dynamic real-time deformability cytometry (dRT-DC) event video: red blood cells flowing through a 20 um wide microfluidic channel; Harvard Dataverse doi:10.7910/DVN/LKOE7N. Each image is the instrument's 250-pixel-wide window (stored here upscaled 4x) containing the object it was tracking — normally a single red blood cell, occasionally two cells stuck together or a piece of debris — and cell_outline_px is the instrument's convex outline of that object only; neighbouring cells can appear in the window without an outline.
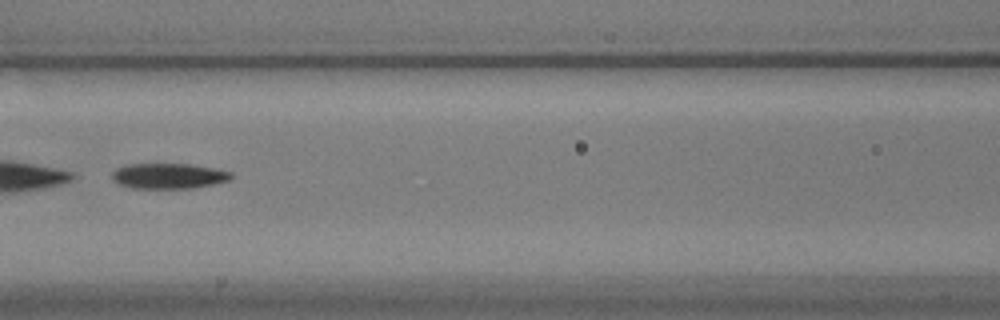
{"species": "common noctule bat (a hibernating species)", "species_latin": "Nyctalus noctula", "temperature_condition": "warm", "stored_images_in_passage": 24, "camera_frame_rate_fps": 3000, "um_per_image_px": 0.085, "animal": {"sex": "male", "body_mass_g": 17.9}, "frame": {"image": 1, "passage_image": 11, "time_ms": 3.333, "image_size_px": [1000, 320], "cell_outline_px": [[232, 176], [228, 180], [212, 184], [192, 188], [132, 188], [120, 184], [112, 180], [112, 172], [116, 168], [124, 164], [188, 164], [216, 168], [232, 172]], "centroid_in_image_um": [14.3, 14.95], "position_along_channel_um": 152.3, "area_um2": 17.63}}